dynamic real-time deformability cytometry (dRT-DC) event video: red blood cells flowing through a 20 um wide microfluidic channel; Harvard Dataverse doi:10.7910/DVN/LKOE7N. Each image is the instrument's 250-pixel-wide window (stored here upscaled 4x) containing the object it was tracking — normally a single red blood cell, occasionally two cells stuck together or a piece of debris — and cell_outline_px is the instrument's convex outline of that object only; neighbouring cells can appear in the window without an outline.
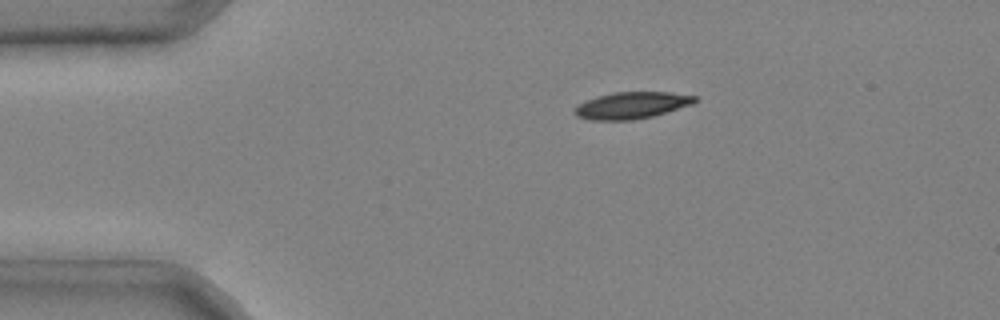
{"species": "common noctule bat (a hibernating species)", "species_latin": "Nyctalus noctula", "temperature_condition": "cold", "stored_images_in_passage": 2, "camera_frame_rate_fps": 3000, "um_per_image_px": 0.085, "animal": {"sex": "male", "body_mass_g": 20.4}, "frame": {"image": 1, "passage_image": 1, "time_ms": 0.0, "image_size_px": [1000, 320], "cell_outline_px": [[696, 100], [692, 104], [652, 116], [632, 120], [592, 120], [576, 116], [572, 112], [580, 104], [596, 96], [612, 92], [668, 92], [696, 96]], "centroid_in_image_um": [53.66, 8.95], "position_along_channel_um": 31.3, "area_um2": 18.5}}